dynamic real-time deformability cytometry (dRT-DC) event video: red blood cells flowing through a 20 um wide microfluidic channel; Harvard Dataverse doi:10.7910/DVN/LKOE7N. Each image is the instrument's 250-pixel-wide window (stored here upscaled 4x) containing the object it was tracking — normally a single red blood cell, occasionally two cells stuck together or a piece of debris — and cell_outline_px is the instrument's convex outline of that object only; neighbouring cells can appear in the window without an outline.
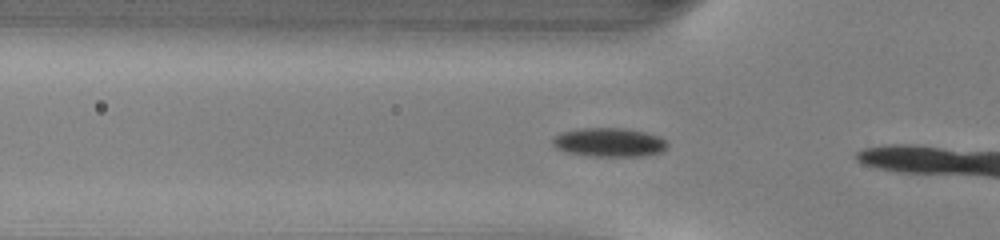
{"species": "common noctule bat (a hibernating species)", "species_latin": "Nyctalus noctula", "temperature_condition": "warm", "stored_images_in_passage": 9, "camera_frame_rate_fps": 3000, "um_per_image_px": 0.085, "animal": {"sex": "male", "body_mass_g": 13.0, "forearm_length_mm": 53.1}, "frame": {"image": 1, "passage_image": 4, "time_ms": 1.0, "image_size_px": [1000, 240], "cell_outline_px": [[668, 144], [660, 152], [644, 156], [592, 156], [564, 152], [556, 148], [552, 144], [552, 136], [560, 132], [580, 128], [624, 128], [644, 132], [660, 136]], "centroid_in_image_um": [51.71, 12.09], "position_along_channel_um": 74.1, "area_um2": 19.42}}
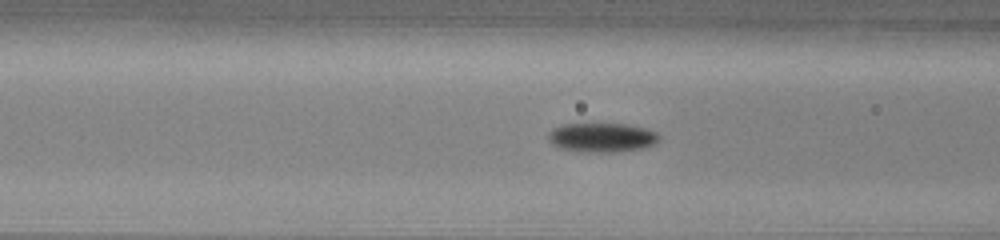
{"frame": {"image": 2, "passage_image": 7, "time_ms": 2.0, "image_size_px": [1000, 240], "cell_outline_px": [[660, 140], [644, 148], [612, 152], [584, 152], [556, 148], [548, 140], [548, 132], [552, 128], [564, 124], [628, 124], [644, 128], [656, 132], [660, 136]], "centroid_in_image_um": [51.12, 11.69], "position_along_channel_um": 115.5, "area_um2": 19.02}}